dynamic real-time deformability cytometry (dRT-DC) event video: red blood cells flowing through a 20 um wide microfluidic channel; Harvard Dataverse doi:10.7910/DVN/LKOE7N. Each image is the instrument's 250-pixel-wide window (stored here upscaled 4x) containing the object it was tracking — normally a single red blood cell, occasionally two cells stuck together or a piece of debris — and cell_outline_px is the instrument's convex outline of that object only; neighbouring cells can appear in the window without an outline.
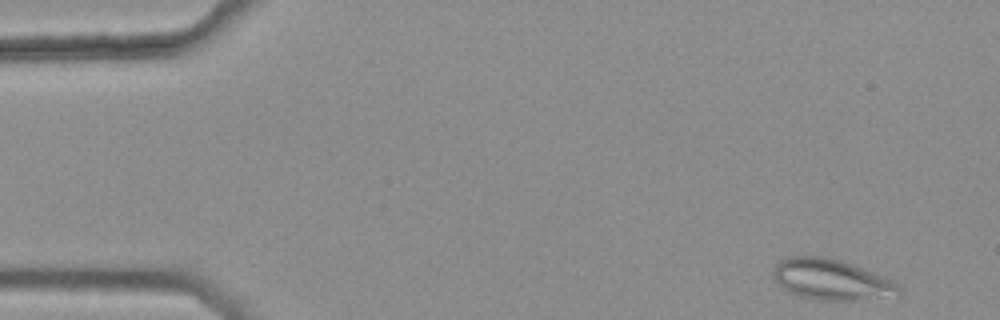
{"species": "common noctule bat (a hibernating species)", "species_latin": "Nyctalus noctula", "temperature_condition": "warm", "stored_images_in_passage": 3, "camera_frame_rate_fps": 3000, "um_per_image_px": 0.085, "animal": {"sex": "female", "body_mass_g": 25.1}, "frame": {"image": 1, "passage_image": 1, "time_ms": 0.0, "image_size_px": [1000, 320], "cell_outline_px": [[900, 300], [820, 300], [800, 296], [784, 288], [772, 276], [772, 272], [776, 264], [780, 260], [788, 256], [828, 256], [844, 260], [892, 280], [900, 288]], "centroid_in_image_um": [70.78, 23.78], "position_along_channel_um": 14.2, "area_um2": 30.58}}